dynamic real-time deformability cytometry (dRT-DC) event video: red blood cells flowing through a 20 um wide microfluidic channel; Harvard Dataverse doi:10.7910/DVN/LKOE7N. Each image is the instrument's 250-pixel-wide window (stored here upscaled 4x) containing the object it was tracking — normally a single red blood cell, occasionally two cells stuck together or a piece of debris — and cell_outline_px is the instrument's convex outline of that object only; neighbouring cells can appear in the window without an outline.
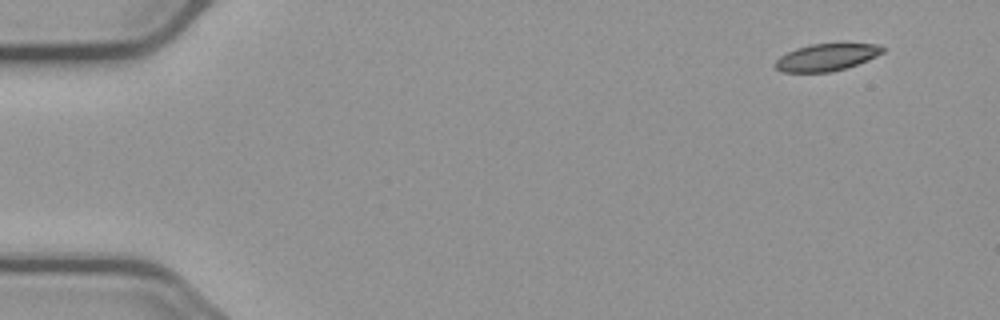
{"species": "common noctule bat (a hibernating species)", "species_latin": "Nyctalus noctula", "temperature_condition": "cold", "stored_images_in_passage": 10, "camera_frame_rate_fps": 3000, "um_per_image_px": 0.085, "animal": {"sex": "male", "body_mass_g": 23.1, "forearm_length_mm": 52.7}, "frame": {"image": 1, "passage_image": 1, "time_ms": 0.0, "image_size_px": [1000, 320], "cell_outline_px": [[884, 52], [868, 60], [832, 72], [784, 72], [776, 68], [772, 64], [780, 56], [796, 48], [812, 44], [880, 44], [884, 48]], "centroid_in_image_um": [70.23, 4.87], "position_along_channel_um": 14.8, "area_um2": 16.82}}
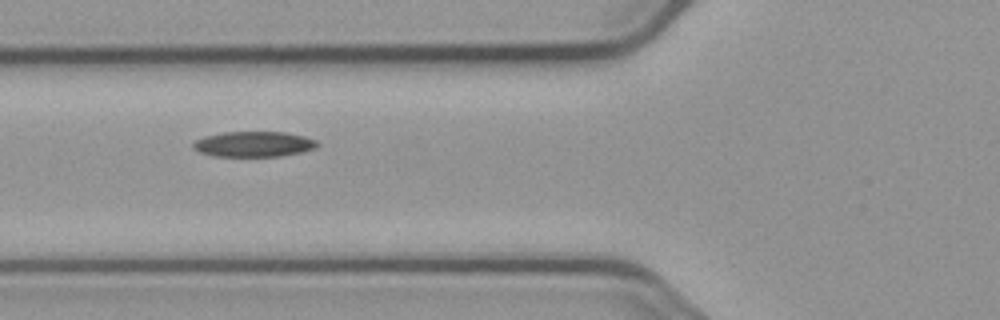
{"frame": {"image": 2, "passage_image": 6, "time_ms": 5.667, "image_size_px": [1000, 320], "cell_outline_px": [[320, 144], [316, 148], [300, 152], [280, 156], [212, 156], [200, 152], [192, 148], [192, 144], [196, 140], [204, 136], [224, 132], [284, 132], [304, 136], [316, 140]], "centroid_in_image_um": [21.56, 12.25], "position_along_channel_um": 104.2, "area_um2": 18.38}}
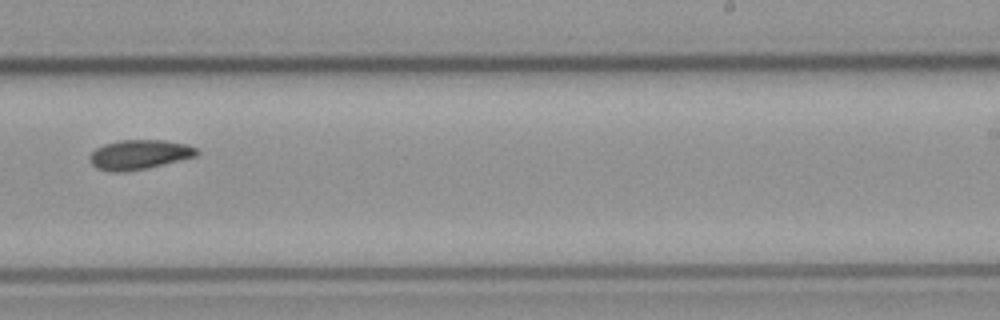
{"frame": {"image": 3, "passage_image": 10, "time_ms": 10.333, "image_size_px": [1000, 320], "cell_outline_px": [[200, 152], [196, 156], [148, 168], [124, 172], [112, 172], [96, 168], [88, 160], [88, 156], [96, 148], [104, 144], [120, 140], [164, 140], [188, 144], [196, 148]], "centroid_in_image_um": [11.82, 13.14], "position_along_channel_um": 277.2, "area_um2": 18.61}}